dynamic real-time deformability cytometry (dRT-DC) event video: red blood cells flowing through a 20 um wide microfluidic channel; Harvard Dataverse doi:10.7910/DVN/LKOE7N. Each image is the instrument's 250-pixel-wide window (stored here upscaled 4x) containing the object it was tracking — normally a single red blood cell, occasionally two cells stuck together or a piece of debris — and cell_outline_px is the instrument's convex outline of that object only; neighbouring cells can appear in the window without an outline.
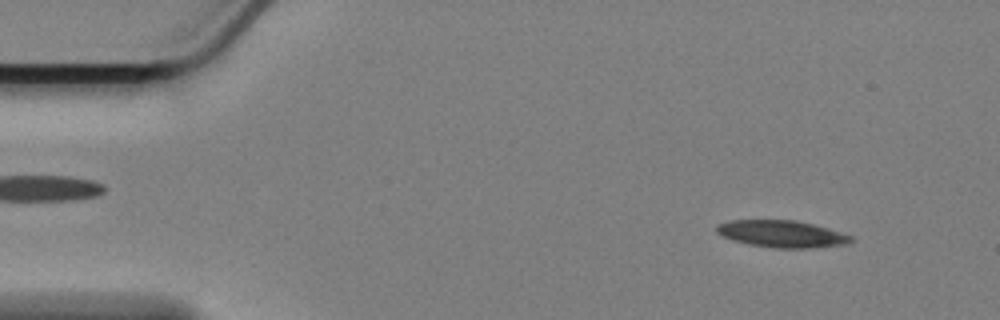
{"species": "Egyptian fruit bat (a non-hibernating species)", "species_latin": "Rousettus aegyptiacus", "temperature_condition": "cold", "stored_images_in_passage": 57, "camera_frame_rate_fps": 3000, "um_per_image_px": 0.085, "animal": {"sex": "female"}, "frame": {"image": 1, "passage_image": 5, "time_ms": 1.333, "image_size_px": [1000, 320], "cell_outline_px": [[856, 240], [848, 244], [812, 248], [776, 248], [752, 244], [732, 240], [716, 232], [716, 224], [728, 220], [796, 220], [828, 228], [852, 236]], "centroid_in_image_um": [66.48, 19.88], "position_along_channel_um": 18.5, "area_um2": 21.15}}
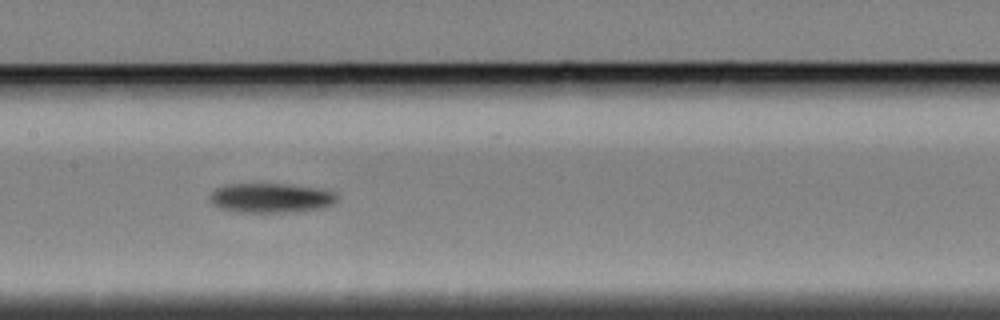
{"frame": {"image": 2, "passage_image": 27, "time_ms": 8.667, "image_size_px": [1000, 320], "cell_outline_px": [[336, 200], [332, 204], [324, 208], [288, 212], [240, 212], [220, 208], [212, 204], [212, 192], [216, 188], [228, 184], [284, 184], [316, 188], [336, 192]], "centroid_in_image_um": [23.04, 16.83], "position_along_channel_um": 184.4, "area_um2": 21.62}}
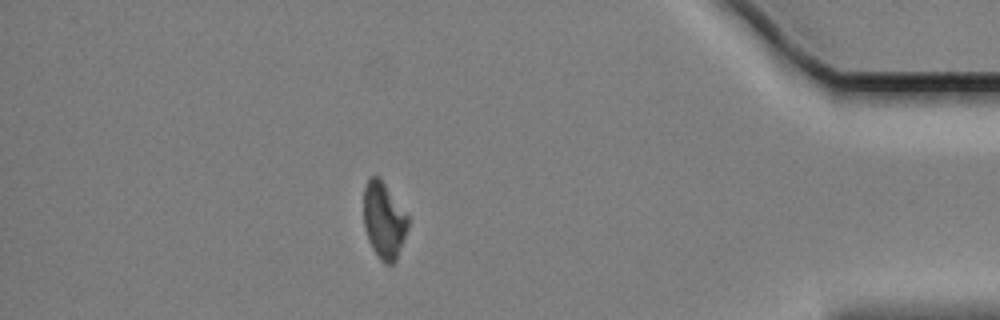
{"frame": {"image": 3, "passage_image": 50, "time_ms": 16.333, "image_size_px": [1000, 320], "cell_outline_px": [[408, 228], [396, 260], [392, 264], [384, 264], [380, 260], [372, 248], [368, 240], [364, 228], [364, 188], [368, 180], [372, 176], [376, 176], [384, 184], [408, 216]], "centroid_in_image_um": [32.62, 18.79], "position_along_channel_um": 402.6, "area_um2": 19.42}, "authors_computed_cell_mechanics": {"area_um2": 21.2704, "velocity_mm_per_s": 3.3942, "shape_relaxation_time_tau1_ms": 6.4268, "shape_relaxation_time_tau2_ms": null, "deformation_change_tau1": 0.1163, "deformation_change_tau2": null}}